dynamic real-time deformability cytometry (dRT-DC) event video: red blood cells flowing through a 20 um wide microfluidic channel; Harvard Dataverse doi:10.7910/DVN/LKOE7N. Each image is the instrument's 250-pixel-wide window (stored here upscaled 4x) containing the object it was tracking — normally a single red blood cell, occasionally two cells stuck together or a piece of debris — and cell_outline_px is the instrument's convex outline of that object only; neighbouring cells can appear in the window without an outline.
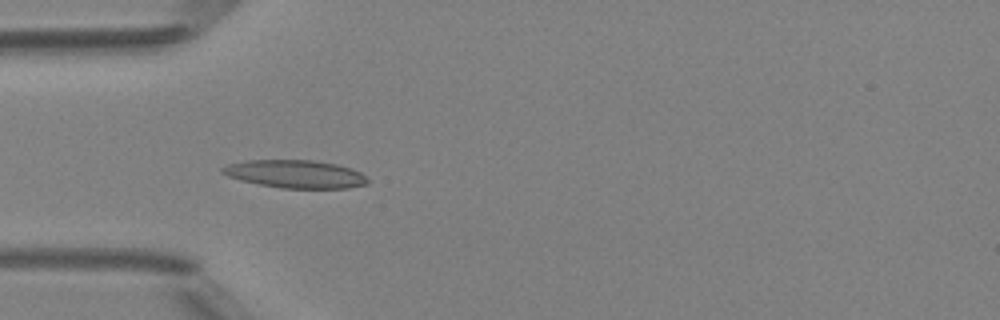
{"species": "Egyptian fruit bat (a non-hibernating species)", "species_latin": "Rousettus aegyptiacus", "temperature_condition": "room temperature", "stored_images_in_passage": 48, "camera_frame_rate_fps": 3000, "um_per_image_px": 0.085, "animal": {"sex": "female"}, "frame": {"image": 1, "passage_image": 14, "time_ms": 4.333, "image_size_px": [1000, 320], "cell_outline_px": [[368, 184], [348, 188], [280, 188], [240, 180], [228, 176], [220, 172], [220, 168], [228, 164], [244, 160], [312, 160], [336, 164], [352, 168], [360, 172], [368, 180]], "centroid_in_image_um": [25.09, 14.79], "position_along_channel_um": 59.9, "area_um2": 23.7}}
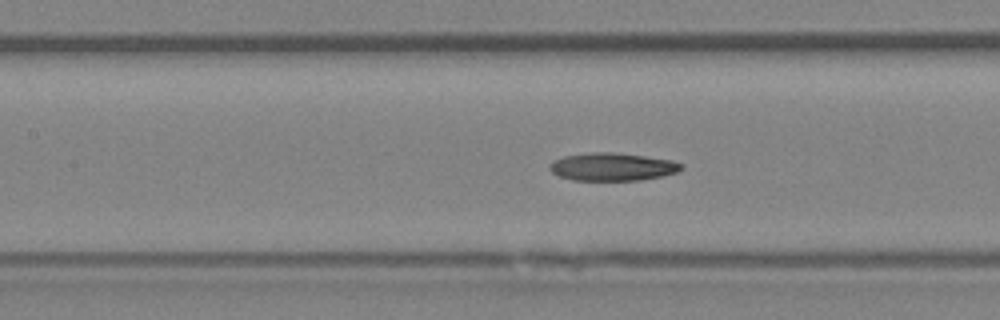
{"frame": {"image": 2, "passage_image": 21, "time_ms": 6.667, "image_size_px": [1000, 320], "cell_outline_px": [[684, 168], [676, 172], [660, 176], [640, 180], [572, 180], [560, 176], [552, 172], [548, 168], [552, 160], [564, 156], [592, 152], [616, 152], [672, 160], [684, 164]], "centroid_in_image_um": [52.04, 14.17], "position_along_channel_um": 155.4, "area_um2": 21.39}}
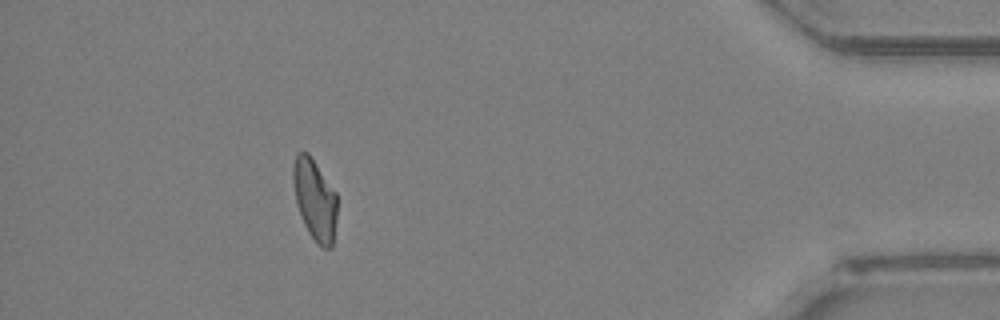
{"frame": {"image": 3, "passage_image": 43, "time_ms": 14.0, "image_size_px": [1000, 320], "cell_outline_px": [[336, 220], [332, 248], [324, 248], [316, 244], [308, 232], [304, 224], [296, 204], [292, 180], [292, 164], [296, 152], [308, 152], [336, 192]], "centroid_in_image_um": [26.73, 16.95], "position_along_channel_um": 408.5, "area_um2": 21.04}, "authors_computed_cell_mechanics": {"area_um2": 21.5883, "velocity_mm_per_s": 4.2065, "shape_relaxation_time_tau1_ms": null, "shape_relaxation_time_tau2_ms": 8.5322, "deformation_change_tau1": null, "deformation_change_tau2": 0.1818}}